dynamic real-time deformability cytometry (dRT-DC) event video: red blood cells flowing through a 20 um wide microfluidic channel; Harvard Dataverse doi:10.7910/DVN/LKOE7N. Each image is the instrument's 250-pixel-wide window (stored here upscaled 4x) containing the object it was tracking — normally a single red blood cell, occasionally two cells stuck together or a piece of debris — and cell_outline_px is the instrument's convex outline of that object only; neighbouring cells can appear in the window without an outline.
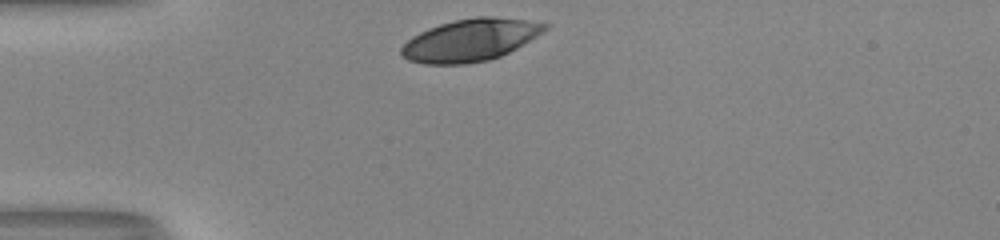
{"species": "human", "species_latin": "Homo sapiens", "temperature_condition": "room temperature", "stored_images_in_passage": 29, "camera_frame_rate_fps": 3000, "um_per_image_px": 0.085, "donor": {"sex": "male"}, "frame": {"image": 1, "passage_image": 1, "time_ms": 0.0, "image_size_px": [1000, 240], "cell_outline_px": [[548, 28], [536, 36], [516, 48], [500, 56], [488, 60], [464, 64], [424, 64], [408, 60], [400, 52], [400, 48], [412, 36], [428, 28], [440, 24], [456, 20], [476, 16], [488, 16], [524, 20], [548, 24]], "centroid_in_image_um": [39.94, 3.41], "position_along_channel_um": 45.1, "area_um2": 34.91}}
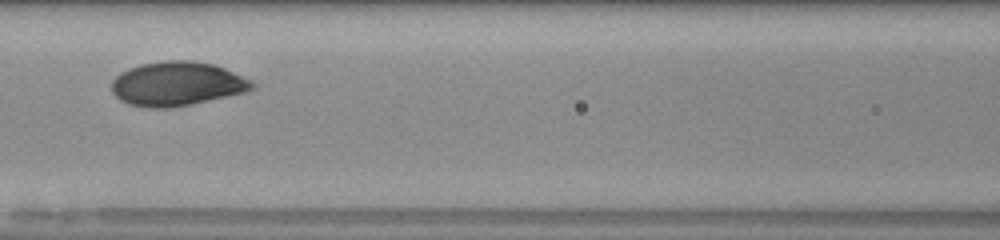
{"frame": {"image": 2, "passage_image": 11, "time_ms": 3.333, "image_size_px": [1000, 240], "cell_outline_px": [[256, 88], [244, 92], [172, 108], [152, 108], [128, 104], [120, 100], [112, 92], [112, 80], [120, 72], [128, 68], [140, 64], [164, 60], [192, 60], [216, 64], [252, 80], [256, 84]], "centroid_in_image_um": [15.05, 7.11], "position_along_channel_um": 151.6, "area_um2": 36.36}}
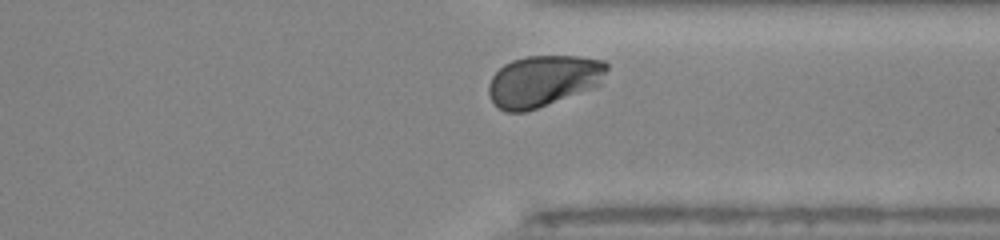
{"frame": {"image": 3, "passage_image": 27, "time_ms": 8.667, "image_size_px": [1000, 240], "cell_outline_px": [[608, 68], [600, 84], [596, 88], [524, 112], [504, 112], [492, 100], [488, 92], [488, 84], [492, 76], [504, 64], [512, 60], [528, 56], [576, 56], [604, 60], [608, 64]], "centroid_in_image_um": [46.2, 6.87], "position_along_channel_um": 365.2, "area_um2": 35.43}, "authors_computed_cell_mechanics": {"area_um2": 35.258, "velocity_mm_per_s": 4.0003, "shape_relaxation_time_tau1_ms": 2.0092, "shape_relaxation_time_tau2_ms": null, "deformation_change_tau1": 0.1209, "deformation_change_tau2": null}}